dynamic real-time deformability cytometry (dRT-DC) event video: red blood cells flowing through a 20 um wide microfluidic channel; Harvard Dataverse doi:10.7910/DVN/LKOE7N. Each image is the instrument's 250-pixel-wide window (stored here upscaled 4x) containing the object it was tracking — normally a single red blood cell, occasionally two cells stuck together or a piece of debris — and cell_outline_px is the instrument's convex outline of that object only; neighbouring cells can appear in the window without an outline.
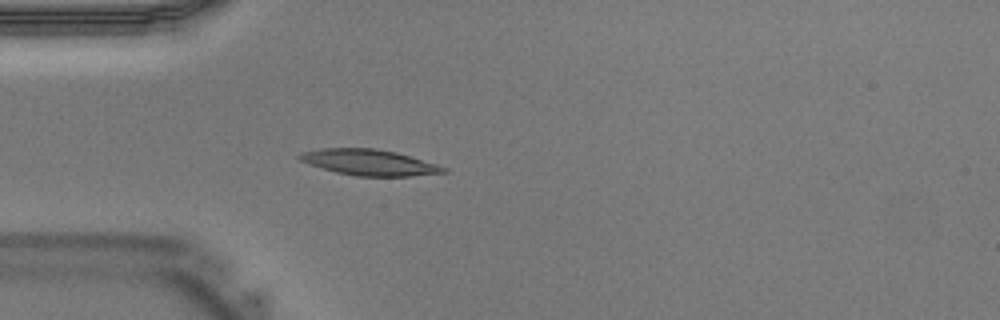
{"species": "Egyptian fruit bat (a non-hibernating species)", "species_latin": "Rousettus aegyptiacus", "temperature_condition": "warm", "stored_images_in_passage": 34, "segment_of_instrument_passage": [1, 2], "camera_frame_rate_fps": 3000, "um_per_image_px": 0.085, "animal": {"sex": "male"}, "frame": {"image": 1, "passage_image": 4, "time_ms": 1.0, "image_size_px": [1000, 320], "cell_outline_px": [[448, 172], [408, 176], [356, 176], [336, 172], [308, 164], [300, 160], [296, 156], [300, 152], [324, 148], [372, 148], [396, 152], [436, 164], [448, 168]], "centroid_in_image_um": [31.35, 13.8], "position_along_channel_um": 53.6, "area_um2": 21.62}}
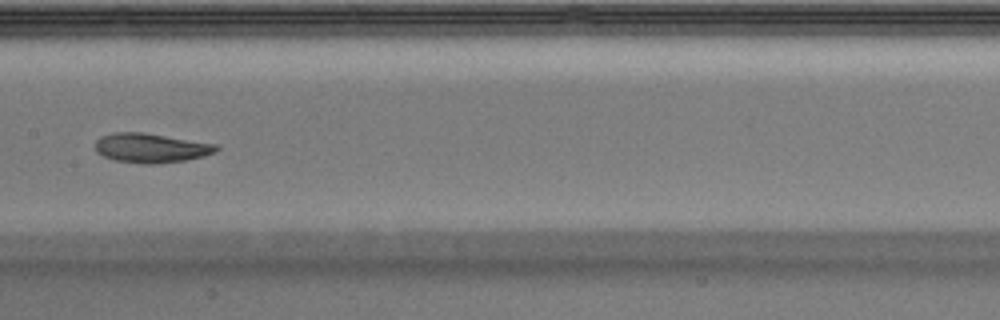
{"frame": {"image": 2, "passage_image": 13, "time_ms": 4.0, "image_size_px": [1000, 320], "cell_outline_px": [[220, 148], [216, 152], [204, 156], [184, 160], [156, 164], [144, 164], [116, 160], [104, 156], [96, 152], [96, 140], [100, 136], [112, 132], [144, 132], [216, 144]], "centroid_in_image_um": [12.83, 12.57], "position_along_channel_um": 194.6, "area_um2": 20.75}}
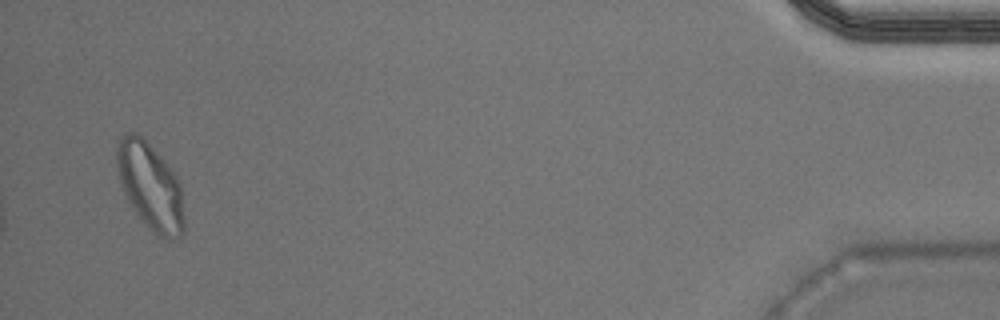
{"frame": {"image": 3, "passage_image": 32, "time_ms": 10.333, "image_size_px": [1000, 320], "cell_outline_px": [[184, 232], [180, 236], [172, 240], [168, 240], [156, 236], [152, 232], [136, 212], [128, 200], [120, 184], [116, 172], [116, 148], [124, 132], [136, 132], [160, 156], [176, 176], [180, 184], [184, 216]], "centroid_in_image_um": [12.76, 15.86], "position_along_channel_um": 422.4, "area_um2": 33.99}}